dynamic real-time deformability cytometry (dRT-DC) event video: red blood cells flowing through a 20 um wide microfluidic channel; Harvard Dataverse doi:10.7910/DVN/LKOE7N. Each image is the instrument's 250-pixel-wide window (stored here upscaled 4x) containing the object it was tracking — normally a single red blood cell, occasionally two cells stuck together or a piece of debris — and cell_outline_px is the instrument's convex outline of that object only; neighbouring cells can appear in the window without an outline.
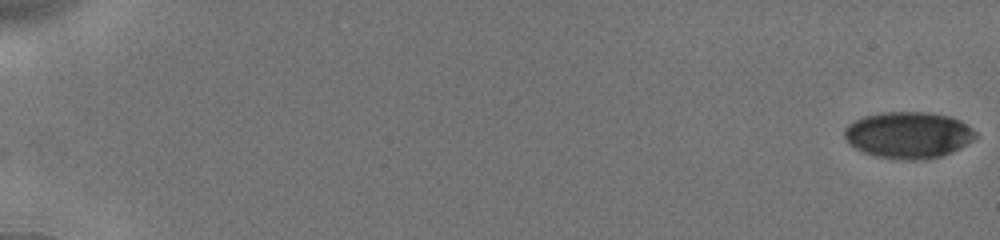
{"species": "human", "species_latin": "Homo sapiens", "temperature_condition": "cold", "stored_images_in_passage": 37, "camera_frame_rate_fps": 3000, "um_per_image_px": 0.085, "donor": {"sex": "male"}, "frame": {"image": 1, "passage_image": 1, "time_ms": 0.0, "image_size_px": [1000, 240], "cell_outline_px": [[976, 140], [952, 152], [940, 156], [924, 160], [896, 160], [876, 156], [864, 152], [848, 144], [844, 136], [844, 128], [848, 124], [864, 116], [880, 112], [928, 112], [952, 116], [960, 120], [972, 128], [976, 132]], "centroid_in_image_um": [77.23, 11.48], "position_along_channel_um": 7.8, "area_um2": 36.01}}